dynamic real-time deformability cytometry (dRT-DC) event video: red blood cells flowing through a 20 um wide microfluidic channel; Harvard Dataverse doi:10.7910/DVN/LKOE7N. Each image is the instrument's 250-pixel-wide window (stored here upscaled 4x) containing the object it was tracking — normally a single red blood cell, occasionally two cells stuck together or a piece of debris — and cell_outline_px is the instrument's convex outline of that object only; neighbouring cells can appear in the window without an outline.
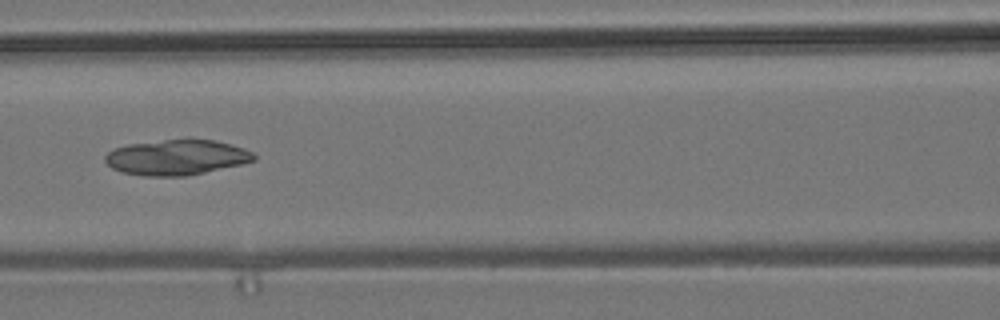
{"species": "common noctule bat (a hibernating species)", "species_latin": "Nyctalus noctula", "temperature_condition": "room temperature", "stored_images_in_passage": 6, "camera_frame_rate_fps": 3000, "um_per_image_px": 0.085, "animal": {"sex": "male", "body_mass_g": 19.2, "forearm_length_mm": 51.8}, "frame": {"image": 1, "passage_image": 4, "time_ms": 6.333, "image_size_px": [1000, 320], "cell_outline_px": [[256, 160], [240, 164], [188, 176], [144, 176], [120, 172], [112, 168], [104, 160], [104, 156], [108, 152], [116, 148], [128, 144], [188, 136], [192, 136], [216, 140], [232, 144], [244, 148], [252, 152], [256, 156]], "centroid_in_image_um": [15.03, 13.33], "position_along_channel_um": 151.6, "area_um2": 31.5}}
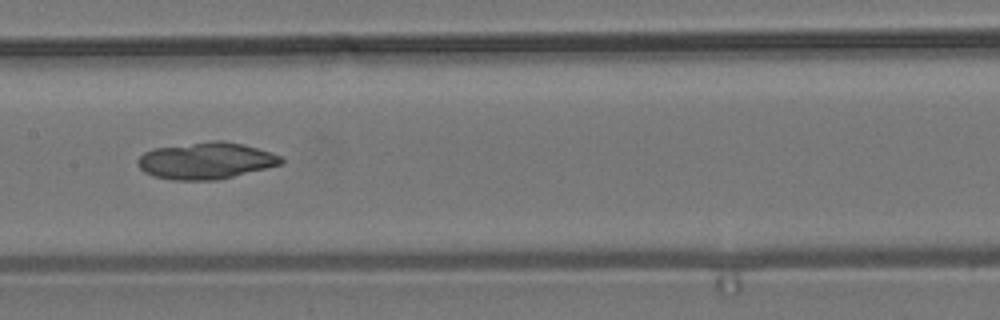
{"frame": {"image": 2, "passage_image": 5, "time_ms": 7.333, "image_size_px": [1000, 320], "cell_outline_px": [[284, 164], [216, 180], [172, 180], [152, 176], [144, 172], [136, 164], [136, 160], [144, 152], [152, 148], [212, 140], [224, 140], [244, 144], [280, 156], [284, 160]], "centroid_in_image_um": [17.47, 13.65], "position_along_channel_um": 189.9, "area_um2": 30.87}}
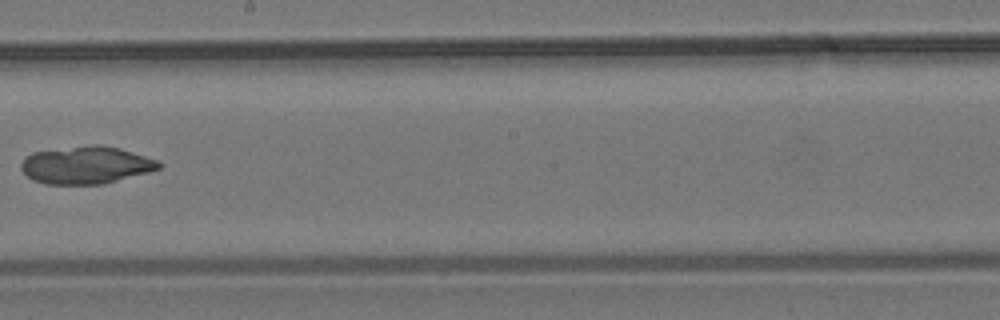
{"frame": {"image": 3, "passage_image": 6, "time_ms": 8.667, "image_size_px": [1000, 320], "cell_outline_px": [[164, 164], [160, 168], [148, 172], [104, 184], [48, 184], [32, 180], [20, 168], [20, 164], [24, 156], [32, 152], [92, 144], [100, 144], [120, 148], [160, 160]], "centroid_in_image_um": [7.33, 14.02], "position_along_channel_um": 240.9, "area_um2": 30.4}}